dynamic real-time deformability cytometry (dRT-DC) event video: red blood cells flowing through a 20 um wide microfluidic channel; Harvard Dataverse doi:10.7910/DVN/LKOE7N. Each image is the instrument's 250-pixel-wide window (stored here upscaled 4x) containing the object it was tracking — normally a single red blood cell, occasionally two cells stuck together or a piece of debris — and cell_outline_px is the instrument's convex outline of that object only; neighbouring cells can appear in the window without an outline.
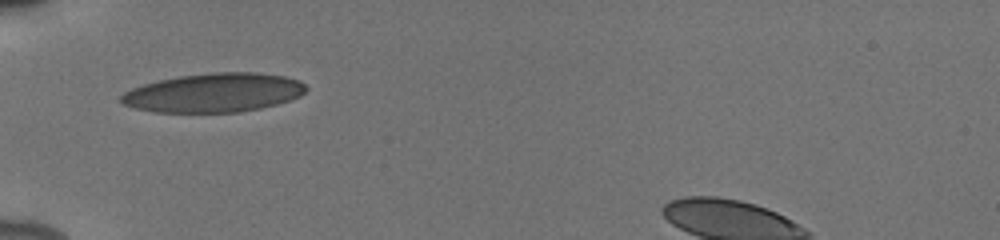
{"species": "human", "species_latin": "Homo sapiens", "temperature_condition": "cold", "stored_images_in_passage": 35, "camera_frame_rate_fps": 3000, "um_per_image_px": 0.085, "donor": {"sex": "male"}, "frame": {"image": 1, "passage_image": 1, "time_ms": 0.0, "image_size_px": [1000, 240], "cell_outline_px": [[308, 88], [300, 96], [276, 104], [260, 108], [240, 112], [156, 112], [136, 108], [124, 104], [120, 100], [120, 96], [124, 92], [132, 88], [144, 84], [160, 80], [180, 76], [212, 72], [256, 72], [284, 76], [300, 80]], "centroid_in_image_um": [18.19, 7.87], "position_along_channel_um": 66.8, "area_um2": 41.85}}
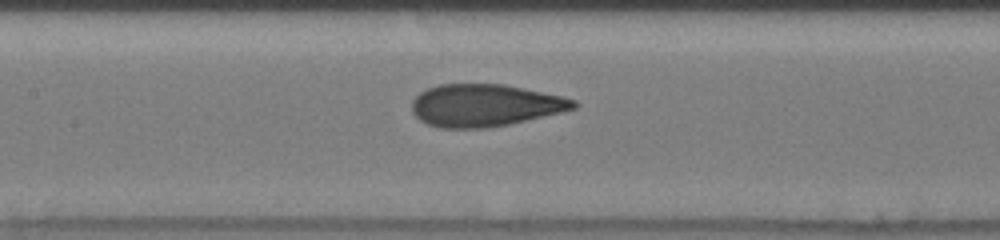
{"frame": {"image": 2, "passage_image": 9, "time_ms": 2.667, "image_size_px": [1000, 240], "cell_outline_px": [[580, 104], [576, 108], [564, 112], [508, 124], [484, 128], [440, 128], [428, 124], [420, 120], [412, 112], [412, 100], [420, 92], [428, 88], [440, 84], [504, 84], [564, 96], [576, 100]], "centroid_in_image_um": [41.25, 8.95], "position_along_channel_um": 166.1, "area_um2": 40.06}}
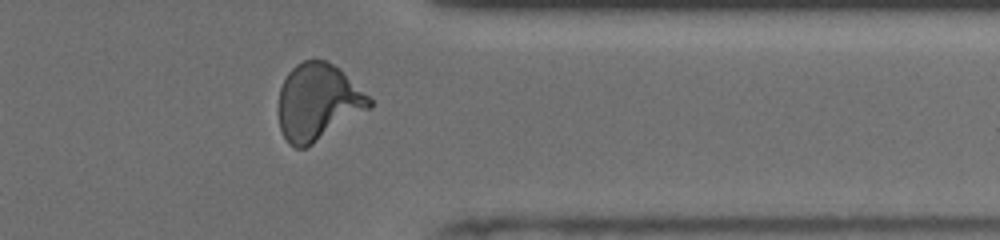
{"frame": {"image": 3, "passage_image": 26, "time_ms": 8.333, "image_size_px": [1000, 240], "cell_outline_px": [[372, 108], [312, 144], [304, 148], [296, 148], [288, 144], [280, 128], [280, 88], [288, 72], [296, 64], [304, 60], [328, 60], [340, 68], [372, 100]], "centroid_in_image_um": [27.04, 8.67], "position_along_channel_um": 384.4, "area_um2": 40.4}, "authors_computed_cell_mechanics": {"area_um2": 39.4196, "velocity_mm_per_s": 3.9161, "shape_relaxation_time_tau1_ms": 4.1333, "shape_relaxation_time_tau2_ms": 0.7356, "deformation_change_tau1": 0.1621, "deformation_change_tau2": 0.0579}}